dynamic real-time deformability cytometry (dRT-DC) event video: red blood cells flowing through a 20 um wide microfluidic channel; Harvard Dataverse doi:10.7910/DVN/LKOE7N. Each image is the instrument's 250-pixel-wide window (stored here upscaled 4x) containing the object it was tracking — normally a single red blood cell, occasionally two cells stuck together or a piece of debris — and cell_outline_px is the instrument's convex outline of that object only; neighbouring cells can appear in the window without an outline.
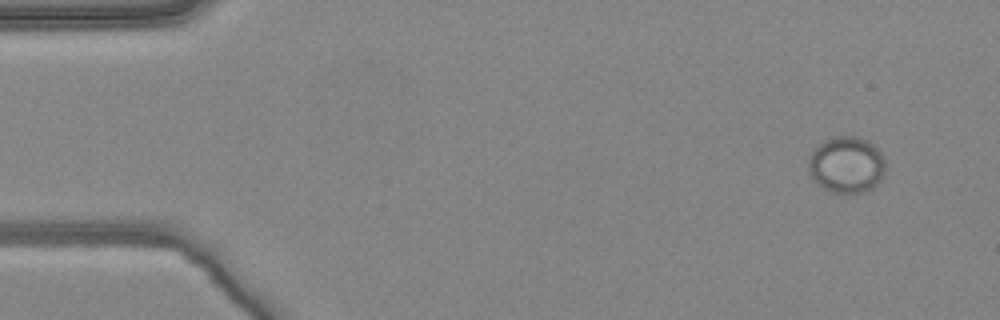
{"species": "common noctule bat (a hibernating species)", "species_latin": "Nyctalus noctula", "temperature_condition": "warm", "stored_images_in_passage": 4, "camera_frame_rate_fps": 3000, "um_per_image_px": 0.085, "animal": {"sex": "female", "body_mass_g": 24.6, "forearm_length_mm": 56.2}, "frame": {"image": 1, "passage_image": 1, "time_ms": 0.0, "image_size_px": [1000, 320], "cell_outline_px": [[884, 172], [880, 180], [872, 188], [864, 192], [828, 192], [816, 184], [812, 180], [808, 168], [808, 160], [812, 152], [824, 140], [832, 136], [856, 136], [868, 140], [884, 156]], "centroid_in_image_um": [71.93, 14.0], "position_along_channel_um": 13.1, "area_um2": 25.43}}
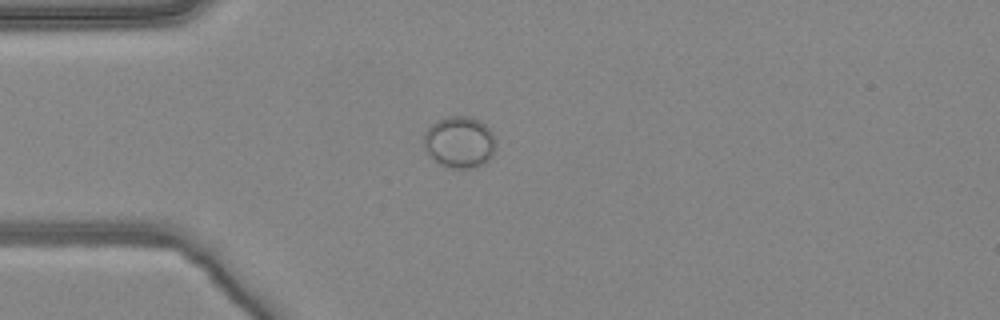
{"frame": {"image": 2, "passage_image": 4, "time_ms": 1.0, "image_size_px": [1000, 320], "cell_outline_px": [[496, 148], [492, 156], [484, 164], [468, 168], [448, 168], [432, 160], [428, 156], [424, 148], [424, 132], [436, 120], [448, 116], [472, 116], [480, 120], [492, 132], [496, 140]], "centroid_in_image_um": [39.05, 12.08], "position_along_channel_um": 46.0, "area_um2": 22.08}}